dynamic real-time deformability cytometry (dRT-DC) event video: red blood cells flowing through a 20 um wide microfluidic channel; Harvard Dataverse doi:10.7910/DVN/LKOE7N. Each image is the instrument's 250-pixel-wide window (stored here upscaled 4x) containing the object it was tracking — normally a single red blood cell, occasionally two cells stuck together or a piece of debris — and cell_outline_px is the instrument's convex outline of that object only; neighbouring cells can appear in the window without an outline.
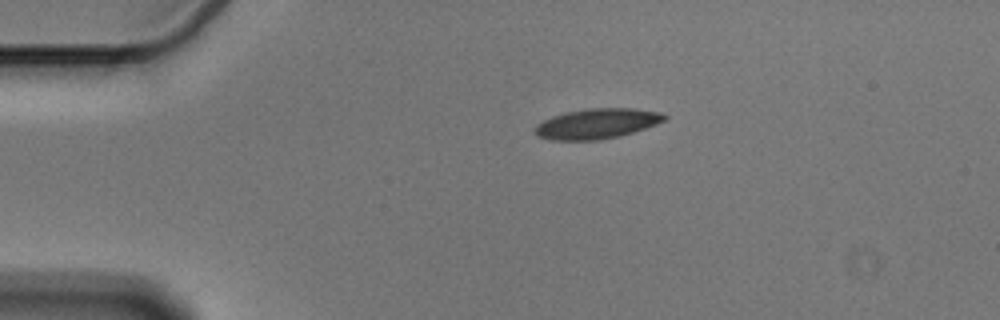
{"species": "Egyptian fruit bat (a non-hibernating species)", "species_latin": "Rousettus aegyptiacus", "temperature_condition": "cold", "stored_images_in_passage": 45, "camera_frame_rate_fps": 3000, "um_per_image_px": 0.085, "animal": {"sex": "male"}, "frame": {"image": 1, "passage_image": 1, "time_ms": 0.0, "image_size_px": [1000, 320], "cell_outline_px": [[668, 116], [664, 120], [656, 124], [620, 136], [600, 140], [552, 140], [536, 136], [532, 132], [532, 128], [536, 124], [552, 116], [564, 112], [588, 108], [632, 108], [660, 112]], "centroid_in_image_um": [50.67, 10.51], "position_along_channel_um": 34.3, "area_um2": 22.95}}
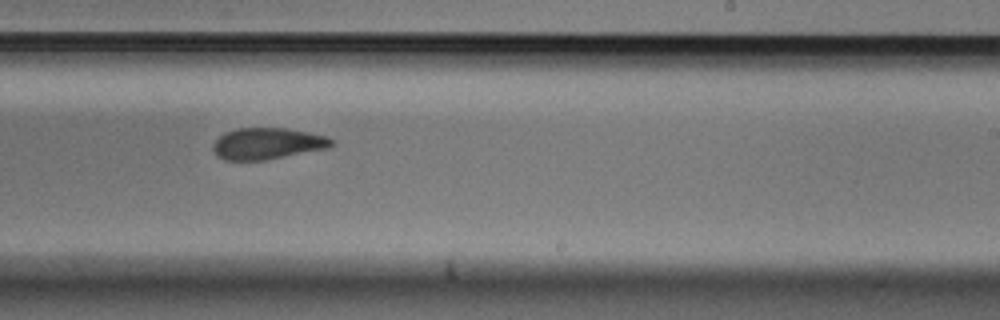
{"frame": {"image": 2, "passage_image": 24, "time_ms": 7.667, "image_size_px": [1000, 320], "cell_outline_px": [[336, 144], [332, 148], [264, 160], [224, 160], [216, 156], [212, 148], [212, 144], [224, 132], [236, 128], [284, 128], [308, 132], [328, 136]], "centroid_in_image_um": [22.75, 12.21], "position_along_channel_um": 266.2, "area_um2": 22.02}}
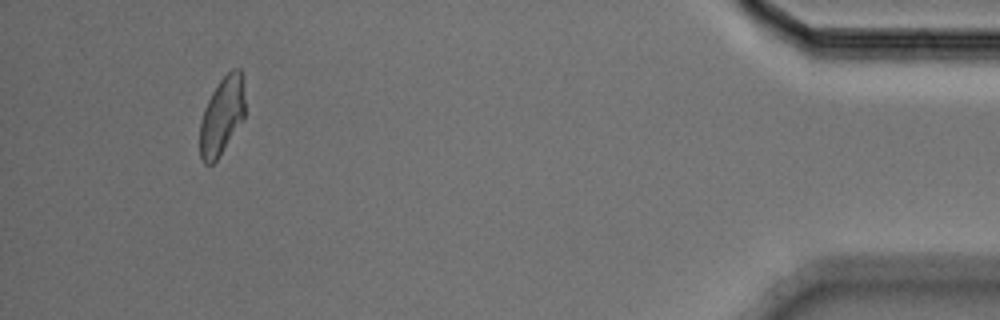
{"frame": {"image": 3, "passage_image": 42, "time_ms": 13.667, "image_size_px": [1000, 320], "cell_outline_px": [[244, 120], [216, 160], [212, 164], [204, 164], [200, 156], [200, 120], [204, 108], [212, 92], [220, 80], [232, 68], [240, 68], [244, 100]], "centroid_in_image_um": [18.85, 9.87], "position_along_channel_um": 416.4, "area_um2": 20.29}, "authors_computed_cell_mechanics": {"area_um2": 22.831, "velocity_mm_per_s": 3.5814, "shape_relaxation_time_tau1_ms": 4.6132, "shape_relaxation_time_tau2_ms": 3.3508, "deformation_change_tau1": 0.1234, "deformation_change_tau2": 0.101}}